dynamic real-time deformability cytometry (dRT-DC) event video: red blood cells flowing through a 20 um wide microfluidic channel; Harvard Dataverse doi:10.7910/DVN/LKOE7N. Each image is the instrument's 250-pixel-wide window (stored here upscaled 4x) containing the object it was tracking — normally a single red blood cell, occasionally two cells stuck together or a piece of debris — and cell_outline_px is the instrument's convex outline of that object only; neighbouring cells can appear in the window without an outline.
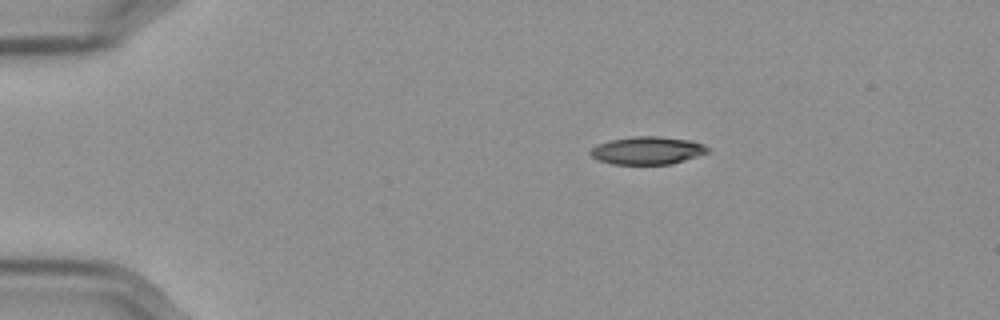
{"species": "Egyptian fruit bat (a non-hibernating species)", "species_latin": "Rousettus aegyptiacus", "temperature_condition": "cold", "stored_images_in_passage": 47, "camera_frame_rate_fps": 3000, "um_per_image_px": 0.085, "frame": {"image": 1, "passage_image": 1, "time_ms": 0.0, "image_size_px": [1000, 320], "cell_outline_px": [[712, 148], [708, 152], [672, 164], [612, 164], [596, 160], [588, 152], [596, 144], [608, 140], [632, 136], [660, 136], [688, 140], [704, 144]], "centroid_in_image_um": [54.99, 12.78], "position_along_channel_um": 30.0, "area_um2": 19.19}}
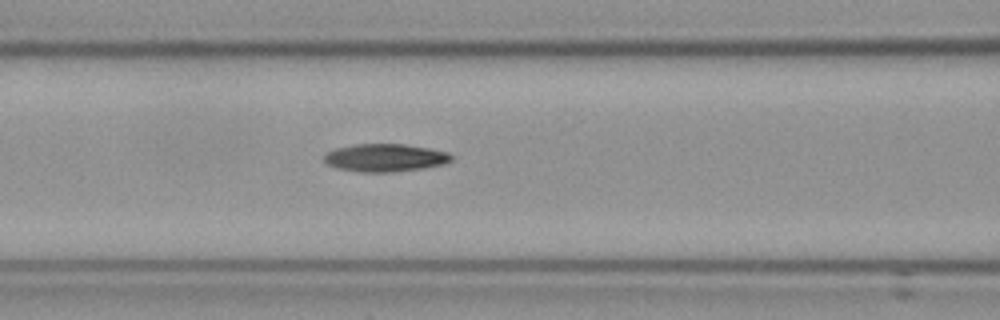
{"frame": {"image": 2, "passage_image": 15, "time_ms": 4.667, "image_size_px": [1000, 320], "cell_outline_px": [[452, 160], [444, 164], [424, 168], [392, 172], [360, 172], [336, 168], [328, 164], [324, 160], [324, 156], [328, 152], [336, 148], [356, 144], [404, 144], [428, 148], [448, 152], [452, 156]], "centroid_in_image_um": [32.74, 13.41], "position_along_channel_um": 133.9, "area_um2": 20.58}}
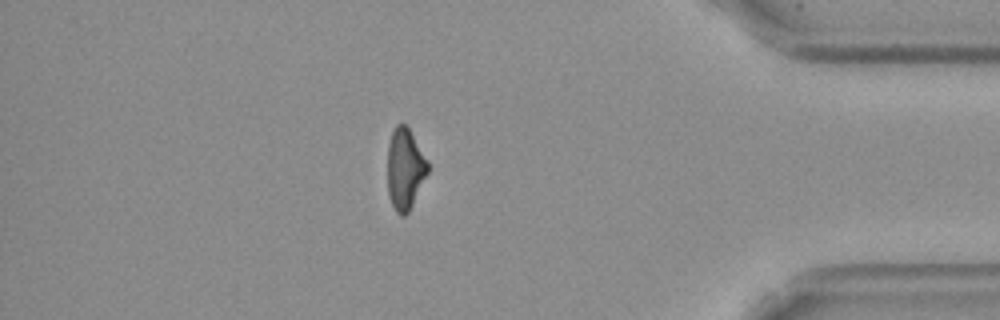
{"frame": {"image": 3, "passage_image": 40, "time_ms": 13.0, "image_size_px": [1000, 320], "cell_outline_px": [[428, 172], [408, 212], [404, 216], [400, 216], [396, 212], [388, 196], [388, 144], [392, 132], [396, 124], [404, 124], [408, 128], [428, 160]], "centroid_in_image_um": [34.41, 14.36], "position_along_channel_um": 400.8, "area_um2": 18.84}, "authors_computed_cell_mechanics": {"area_um2": 20.1722, "velocity_mm_per_s": 3.59, "shape_relaxation_time_tau1_ms": 5.5926, "shape_relaxation_time_tau2_ms": null, "deformation_change_tau1": 0.1728, "deformation_change_tau2": null}}